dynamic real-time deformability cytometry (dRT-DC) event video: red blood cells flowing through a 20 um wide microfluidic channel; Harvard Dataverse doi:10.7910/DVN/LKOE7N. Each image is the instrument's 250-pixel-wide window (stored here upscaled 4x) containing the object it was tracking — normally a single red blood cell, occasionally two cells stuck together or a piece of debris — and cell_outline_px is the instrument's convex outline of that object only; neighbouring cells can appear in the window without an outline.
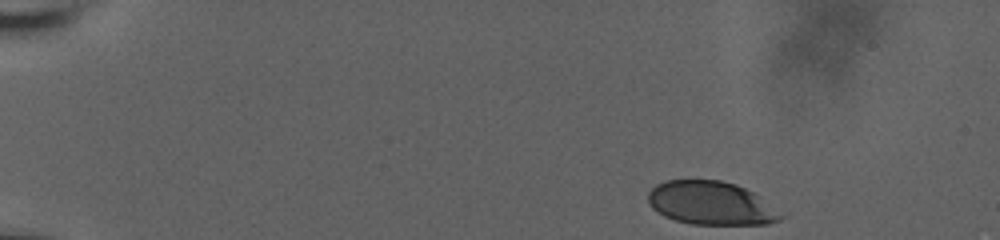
{"species": "human", "species_latin": "Homo sapiens", "temperature_condition": "room temperature", "stored_images_in_passage": 44, "camera_frame_rate_fps": 3000, "um_per_image_px": 0.085, "donor": {"sex": "male"}, "frame": {"image": 1, "passage_image": 1, "time_ms": 0.0, "image_size_px": [1000, 240], "cell_outline_px": [[788, 216], [780, 220], [768, 224], [692, 224], [676, 220], [664, 216], [652, 208], [648, 204], [648, 192], [656, 184], [664, 180], [720, 180], [736, 184], [752, 192]], "centroid_in_image_um": [60.44, 17.27], "position_along_channel_um": 24.6, "area_um2": 33.7}}
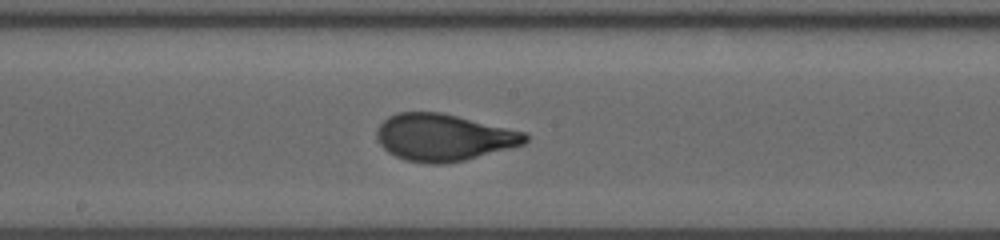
{"frame": {"image": 2, "passage_image": 26, "time_ms": 8.333, "image_size_px": [1000, 240], "cell_outline_px": [[528, 140], [524, 144], [512, 148], [464, 160], [444, 164], [428, 164], [408, 160], [396, 156], [388, 152], [380, 144], [376, 136], [376, 132], [380, 124], [388, 116], [396, 112], [440, 112], [528, 132]], "centroid_in_image_um": [37.73, 11.67], "position_along_channel_um": 210.5, "area_um2": 40.75}}
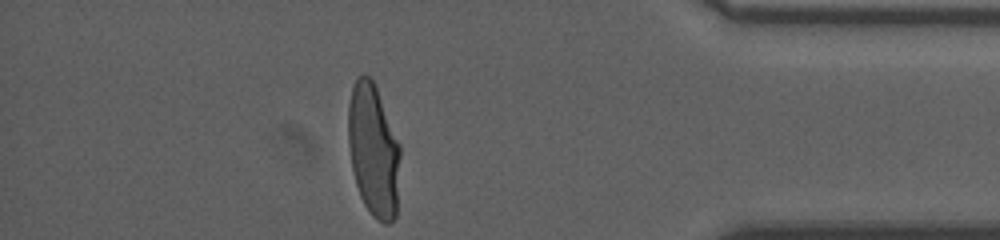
{"frame": {"image": 3, "passage_image": 44, "time_ms": 14.333, "image_size_px": [1000, 240], "cell_outline_px": [[400, 156], [396, 216], [388, 224], [384, 224], [376, 220], [372, 216], [364, 204], [360, 196], [356, 184], [352, 168], [348, 144], [348, 104], [352, 88], [356, 80], [364, 72], [372, 80], [376, 88], [400, 144]], "centroid_in_image_um": [31.74, 12.81], "position_along_channel_um": 403.5, "area_um2": 40.17}, "authors_computed_cell_mechanics": {"area_um2": 39.7375, "velocity_mm_per_s": 3.7107, "shape_relaxation_time_tau1_ms": 4.4414, "shape_relaxation_time_tau2_ms": null, "deformation_change_tau1": 0.2009, "deformation_change_tau2": null}}